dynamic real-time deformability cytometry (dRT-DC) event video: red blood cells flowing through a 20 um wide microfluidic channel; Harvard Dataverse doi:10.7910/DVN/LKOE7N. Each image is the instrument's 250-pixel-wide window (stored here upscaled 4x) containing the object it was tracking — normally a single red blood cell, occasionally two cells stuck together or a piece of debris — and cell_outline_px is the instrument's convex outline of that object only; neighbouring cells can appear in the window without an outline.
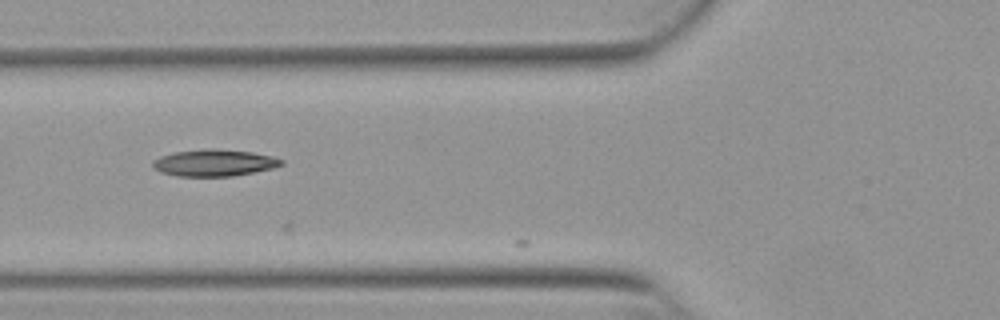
{"species": "Egyptian fruit bat (a non-hibernating species)", "species_latin": "Rousettus aegyptiacus", "temperature_condition": "warm", "stored_images_in_passage": 5, "camera_frame_rate_fps": 3000, "um_per_image_px": 0.085, "animal": {"sex": "female"}, "frame": {"image": 1, "passage_image": 3, "time_ms": 0.667, "image_size_px": [1000, 320], "cell_outline_px": [[284, 164], [276, 168], [232, 176], [176, 176], [160, 172], [152, 168], [152, 160], [160, 156], [172, 152], [208, 148], [216, 148], [252, 152], [272, 156], [284, 160]], "centroid_in_image_um": [18.2, 13.83], "position_along_channel_um": 107.6, "area_um2": 20.4}}